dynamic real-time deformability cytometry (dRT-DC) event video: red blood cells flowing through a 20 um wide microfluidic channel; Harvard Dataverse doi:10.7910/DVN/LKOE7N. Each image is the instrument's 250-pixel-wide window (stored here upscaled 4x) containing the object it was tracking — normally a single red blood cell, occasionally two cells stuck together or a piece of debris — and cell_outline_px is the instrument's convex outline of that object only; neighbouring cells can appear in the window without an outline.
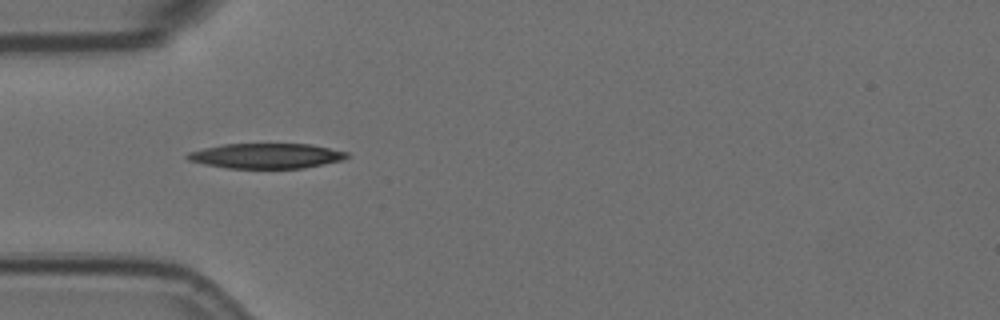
{"species": "Egyptian fruit bat (a non-hibernating species)", "species_latin": "Rousettus aegyptiacus", "temperature_condition": "room temperature", "stored_images_in_passage": 4, "camera_frame_rate_fps": 3000, "um_per_image_px": 0.085, "animal": {"sex": "female"}, "frame": {"image": 1, "passage_image": 3, "time_ms": 0.667, "image_size_px": [1000, 320], "cell_outline_px": [[352, 156], [344, 160], [304, 168], [228, 168], [204, 164], [188, 160], [184, 156], [188, 152], [204, 148], [224, 144], [312, 144], [348, 152]], "centroid_in_image_um": [22.68, 13.25], "position_along_channel_um": 62.3, "area_um2": 23.47}}
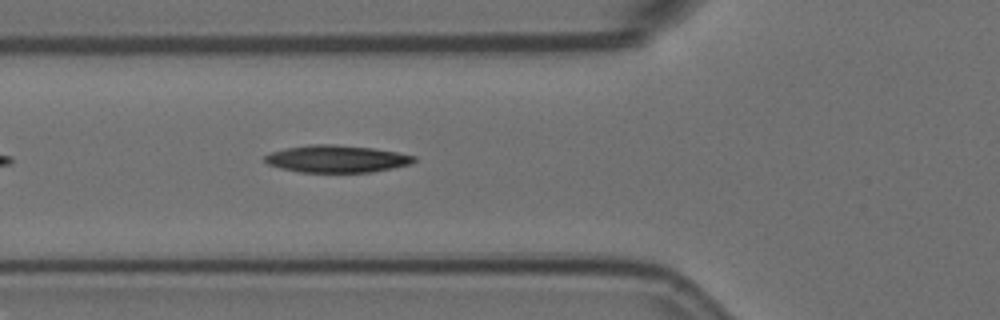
{"frame": {"image": 2, "passage_image": 4, "time_ms": 1.0, "image_size_px": [1000, 320], "cell_outline_px": [[416, 160], [412, 164], [372, 172], [300, 172], [280, 168], [268, 164], [264, 160], [264, 156], [272, 152], [284, 148], [308, 144], [336, 144], [372, 148], [396, 152], [416, 156]], "centroid_in_image_um": [28.61, 13.5], "position_along_channel_um": 97.2, "area_um2": 23.76}}